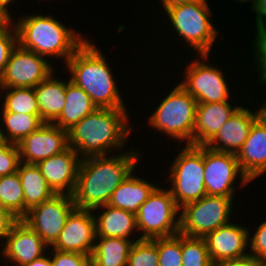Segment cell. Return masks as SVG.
<instances>
[{
    "label": "cell",
    "instance_id": "obj_25",
    "mask_svg": "<svg viewBox=\"0 0 266 266\" xmlns=\"http://www.w3.org/2000/svg\"><path fill=\"white\" fill-rule=\"evenodd\" d=\"M96 108L90 96L69 79L66 85L64 108L53 124L68 131Z\"/></svg>",
    "mask_w": 266,
    "mask_h": 266
},
{
    "label": "cell",
    "instance_id": "obj_22",
    "mask_svg": "<svg viewBox=\"0 0 266 266\" xmlns=\"http://www.w3.org/2000/svg\"><path fill=\"white\" fill-rule=\"evenodd\" d=\"M103 208V212L97 214V217L95 215L96 237H118L133 242L140 240V237L136 238L137 240L130 238V236L133 237L132 233L137 230L135 214L108 204L97 207L92 211L95 212L97 209Z\"/></svg>",
    "mask_w": 266,
    "mask_h": 266
},
{
    "label": "cell",
    "instance_id": "obj_4",
    "mask_svg": "<svg viewBox=\"0 0 266 266\" xmlns=\"http://www.w3.org/2000/svg\"><path fill=\"white\" fill-rule=\"evenodd\" d=\"M14 26L21 48L46 58H64L65 63L88 40L52 15L23 14Z\"/></svg>",
    "mask_w": 266,
    "mask_h": 266
},
{
    "label": "cell",
    "instance_id": "obj_42",
    "mask_svg": "<svg viewBox=\"0 0 266 266\" xmlns=\"http://www.w3.org/2000/svg\"><path fill=\"white\" fill-rule=\"evenodd\" d=\"M255 121L266 128V102H264L262 108L254 111Z\"/></svg>",
    "mask_w": 266,
    "mask_h": 266
},
{
    "label": "cell",
    "instance_id": "obj_11",
    "mask_svg": "<svg viewBox=\"0 0 266 266\" xmlns=\"http://www.w3.org/2000/svg\"><path fill=\"white\" fill-rule=\"evenodd\" d=\"M75 208L72 195L54 194L49 200L29 209L21 221L40 235L49 250Z\"/></svg>",
    "mask_w": 266,
    "mask_h": 266
},
{
    "label": "cell",
    "instance_id": "obj_45",
    "mask_svg": "<svg viewBox=\"0 0 266 266\" xmlns=\"http://www.w3.org/2000/svg\"><path fill=\"white\" fill-rule=\"evenodd\" d=\"M13 17H11L10 15H8L1 7H0V25L9 23L12 20Z\"/></svg>",
    "mask_w": 266,
    "mask_h": 266
},
{
    "label": "cell",
    "instance_id": "obj_23",
    "mask_svg": "<svg viewBox=\"0 0 266 266\" xmlns=\"http://www.w3.org/2000/svg\"><path fill=\"white\" fill-rule=\"evenodd\" d=\"M134 170L113 191L108 205L137 214L139 207L157 187L148 180L133 175Z\"/></svg>",
    "mask_w": 266,
    "mask_h": 266
},
{
    "label": "cell",
    "instance_id": "obj_49",
    "mask_svg": "<svg viewBox=\"0 0 266 266\" xmlns=\"http://www.w3.org/2000/svg\"><path fill=\"white\" fill-rule=\"evenodd\" d=\"M234 1H238V2H240V3H244V2H249V1H252L253 2V0H234Z\"/></svg>",
    "mask_w": 266,
    "mask_h": 266
},
{
    "label": "cell",
    "instance_id": "obj_31",
    "mask_svg": "<svg viewBox=\"0 0 266 266\" xmlns=\"http://www.w3.org/2000/svg\"><path fill=\"white\" fill-rule=\"evenodd\" d=\"M182 266H213L205 238L182 234Z\"/></svg>",
    "mask_w": 266,
    "mask_h": 266
},
{
    "label": "cell",
    "instance_id": "obj_24",
    "mask_svg": "<svg viewBox=\"0 0 266 266\" xmlns=\"http://www.w3.org/2000/svg\"><path fill=\"white\" fill-rule=\"evenodd\" d=\"M52 72L45 80L34 87L41 120L53 123L61 114L66 100L67 82L55 79Z\"/></svg>",
    "mask_w": 266,
    "mask_h": 266
},
{
    "label": "cell",
    "instance_id": "obj_28",
    "mask_svg": "<svg viewBox=\"0 0 266 266\" xmlns=\"http://www.w3.org/2000/svg\"><path fill=\"white\" fill-rule=\"evenodd\" d=\"M2 127L7 131L4 132L7 142L18 144L27 135L36 131L44 122L40 115H30L14 112H1Z\"/></svg>",
    "mask_w": 266,
    "mask_h": 266
},
{
    "label": "cell",
    "instance_id": "obj_15",
    "mask_svg": "<svg viewBox=\"0 0 266 266\" xmlns=\"http://www.w3.org/2000/svg\"><path fill=\"white\" fill-rule=\"evenodd\" d=\"M92 212L75 208L51 249L91 256L96 241L95 214Z\"/></svg>",
    "mask_w": 266,
    "mask_h": 266
},
{
    "label": "cell",
    "instance_id": "obj_17",
    "mask_svg": "<svg viewBox=\"0 0 266 266\" xmlns=\"http://www.w3.org/2000/svg\"><path fill=\"white\" fill-rule=\"evenodd\" d=\"M250 231L240 224L231 222L212 231L205 237L211 262L238 259L249 255Z\"/></svg>",
    "mask_w": 266,
    "mask_h": 266
},
{
    "label": "cell",
    "instance_id": "obj_19",
    "mask_svg": "<svg viewBox=\"0 0 266 266\" xmlns=\"http://www.w3.org/2000/svg\"><path fill=\"white\" fill-rule=\"evenodd\" d=\"M250 110L241 106L206 146L215 151L237 155L255 122L254 112Z\"/></svg>",
    "mask_w": 266,
    "mask_h": 266
},
{
    "label": "cell",
    "instance_id": "obj_48",
    "mask_svg": "<svg viewBox=\"0 0 266 266\" xmlns=\"http://www.w3.org/2000/svg\"><path fill=\"white\" fill-rule=\"evenodd\" d=\"M259 266H266V257L258 259Z\"/></svg>",
    "mask_w": 266,
    "mask_h": 266
},
{
    "label": "cell",
    "instance_id": "obj_20",
    "mask_svg": "<svg viewBox=\"0 0 266 266\" xmlns=\"http://www.w3.org/2000/svg\"><path fill=\"white\" fill-rule=\"evenodd\" d=\"M233 106L229 101L197 104L193 145L206 146L224 123L241 107Z\"/></svg>",
    "mask_w": 266,
    "mask_h": 266
},
{
    "label": "cell",
    "instance_id": "obj_14",
    "mask_svg": "<svg viewBox=\"0 0 266 266\" xmlns=\"http://www.w3.org/2000/svg\"><path fill=\"white\" fill-rule=\"evenodd\" d=\"M20 161L26 164H37L66 150L68 131L53 123H43L18 144Z\"/></svg>",
    "mask_w": 266,
    "mask_h": 266
},
{
    "label": "cell",
    "instance_id": "obj_46",
    "mask_svg": "<svg viewBox=\"0 0 266 266\" xmlns=\"http://www.w3.org/2000/svg\"><path fill=\"white\" fill-rule=\"evenodd\" d=\"M12 1L14 0H0V7L8 14L11 16L10 12L8 11V5H10V3H12Z\"/></svg>",
    "mask_w": 266,
    "mask_h": 266
},
{
    "label": "cell",
    "instance_id": "obj_2",
    "mask_svg": "<svg viewBox=\"0 0 266 266\" xmlns=\"http://www.w3.org/2000/svg\"><path fill=\"white\" fill-rule=\"evenodd\" d=\"M128 115L127 109L96 108L68 130V146L81 159L119 152L132 130Z\"/></svg>",
    "mask_w": 266,
    "mask_h": 266
},
{
    "label": "cell",
    "instance_id": "obj_34",
    "mask_svg": "<svg viewBox=\"0 0 266 266\" xmlns=\"http://www.w3.org/2000/svg\"><path fill=\"white\" fill-rule=\"evenodd\" d=\"M17 45L18 36L13 21L0 25V78L3 75L12 51Z\"/></svg>",
    "mask_w": 266,
    "mask_h": 266
},
{
    "label": "cell",
    "instance_id": "obj_27",
    "mask_svg": "<svg viewBox=\"0 0 266 266\" xmlns=\"http://www.w3.org/2000/svg\"><path fill=\"white\" fill-rule=\"evenodd\" d=\"M95 240L91 266H127L132 240L118 237H96Z\"/></svg>",
    "mask_w": 266,
    "mask_h": 266
},
{
    "label": "cell",
    "instance_id": "obj_8",
    "mask_svg": "<svg viewBox=\"0 0 266 266\" xmlns=\"http://www.w3.org/2000/svg\"><path fill=\"white\" fill-rule=\"evenodd\" d=\"M161 188L157 186L153 190L136 214L137 232L143 233L140 240L170 237L179 233L180 208L169 189Z\"/></svg>",
    "mask_w": 266,
    "mask_h": 266
},
{
    "label": "cell",
    "instance_id": "obj_9",
    "mask_svg": "<svg viewBox=\"0 0 266 266\" xmlns=\"http://www.w3.org/2000/svg\"><path fill=\"white\" fill-rule=\"evenodd\" d=\"M233 198L205 195L180 208L179 232L190 237L205 238L209 233L229 223Z\"/></svg>",
    "mask_w": 266,
    "mask_h": 266
},
{
    "label": "cell",
    "instance_id": "obj_30",
    "mask_svg": "<svg viewBox=\"0 0 266 266\" xmlns=\"http://www.w3.org/2000/svg\"><path fill=\"white\" fill-rule=\"evenodd\" d=\"M4 94L1 112L40 115L34 88H0ZM3 90V91H2Z\"/></svg>",
    "mask_w": 266,
    "mask_h": 266
},
{
    "label": "cell",
    "instance_id": "obj_29",
    "mask_svg": "<svg viewBox=\"0 0 266 266\" xmlns=\"http://www.w3.org/2000/svg\"><path fill=\"white\" fill-rule=\"evenodd\" d=\"M0 203L19 220L24 217V192L18 172L0 177Z\"/></svg>",
    "mask_w": 266,
    "mask_h": 266
},
{
    "label": "cell",
    "instance_id": "obj_44",
    "mask_svg": "<svg viewBox=\"0 0 266 266\" xmlns=\"http://www.w3.org/2000/svg\"><path fill=\"white\" fill-rule=\"evenodd\" d=\"M24 266H52L51 256L43 255L41 258L33 260L31 263H28Z\"/></svg>",
    "mask_w": 266,
    "mask_h": 266
},
{
    "label": "cell",
    "instance_id": "obj_13",
    "mask_svg": "<svg viewBox=\"0 0 266 266\" xmlns=\"http://www.w3.org/2000/svg\"><path fill=\"white\" fill-rule=\"evenodd\" d=\"M46 57L21 48L12 51L0 78V88H34L52 72Z\"/></svg>",
    "mask_w": 266,
    "mask_h": 266
},
{
    "label": "cell",
    "instance_id": "obj_37",
    "mask_svg": "<svg viewBox=\"0 0 266 266\" xmlns=\"http://www.w3.org/2000/svg\"><path fill=\"white\" fill-rule=\"evenodd\" d=\"M252 50L255 55L254 65L256 64L257 71L259 72V81L262 82L266 78V29L263 30L258 36L255 37Z\"/></svg>",
    "mask_w": 266,
    "mask_h": 266
},
{
    "label": "cell",
    "instance_id": "obj_6",
    "mask_svg": "<svg viewBox=\"0 0 266 266\" xmlns=\"http://www.w3.org/2000/svg\"><path fill=\"white\" fill-rule=\"evenodd\" d=\"M207 0L181 4L166 8L172 28L198 55H210L217 40L218 30L210 21V7ZM199 53V54H198Z\"/></svg>",
    "mask_w": 266,
    "mask_h": 266
},
{
    "label": "cell",
    "instance_id": "obj_33",
    "mask_svg": "<svg viewBox=\"0 0 266 266\" xmlns=\"http://www.w3.org/2000/svg\"><path fill=\"white\" fill-rule=\"evenodd\" d=\"M127 266H159L157 238L134 242L129 252Z\"/></svg>",
    "mask_w": 266,
    "mask_h": 266
},
{
    "label": "cell",
    "instance_id": "obj_41",
    "mask_svg": "<svg viewBox=\"0 0 266 266\" xmlns=\"http://www.w3.org/2000/svg\"><path fill=\"white\" fill-rule=\"evenodd\" d=\"M213 266H259V264L258 259L249 254L242 258L214 263Z\"/></svg>",
    "mask_w": 266,
    "mask_h": 266
},
{
    "label": "cell",
    "instance_id": "obj_12",
    "mask_svg": "<svg viewBox=\"0 0 266 266\" xmlns=\"http://www.w3.org/2000/svg\"><path fill=\"white\" fill-rule=\"evenodd\" d=\"M209 56L199 55L203 62L197 58L187 64L185 80L179 83L198 104L229 101L231 96L222 69L205 64Z\"/></svg>",
    "mask_w": 266,
    "mask_h": 266
},
{
    "label": "cell",
    "instance_id": "obj_26",
    "mask_svg": "<svg viewBox=\"0 0 266 266\" xmlns=\"http://www.w3.org/2000/svg\"><path fill=\"white\" fill-rule=\"evenodd\" d=\"M17 172L24 192L25 216L29 209L49 200L54 195V192L49 188L37 165L21 162Z\"/></svg>",
    "mask_w": 266,
    "mask_h": 266
},
{
    "label": "cell",
    "instance_id": "obj_7",
    "mask_svg": "<svg viewBox=\"0 0 266 266\" xmlns=\"http://www.w3.org/2000/svg\"><path fill=\"white\" fill-rule=\"evenodd\" d=\"M170 166L168 188L179 208L206 195L203 146L186 145Z\"/></svg>",
    "mask_w": 266,
    "mask_h": 266
},
{
    "label": "cell",
    "instance_id": "obj_32",
    "mask_svg": "<svg viewBox=\"0 0 266 266\" xmlns=\"http://www.w3.org/2000/svg\"><path fill=\"white\" fill-rule=\"evenodd\" d=\"M159 266H182V234L157 238Z\"/></svg>",
    "mask_w": 266,
    "mask_h": 266
},
{
    "label": "cell",
    "instance_id": "obj_21",
    "mask_svg": "<svg viewBox=\"0 0 266 266\" xmlns=\"http://www.w3.org/2000/svg\"><path fill=\"white\" fill-rule=\"evenodd\" d=\"M239 166L249 181L266 172V128L253 123L248 138L237 153Z\"/></svg>",
    "mask_w": 266,
    "mask_h": 266
},
{
    "label": "cell",
    "instance_id": "obj_1",
    "mask_svg": "<svg viewBox=\"0 0 266 266\" xmlns=\"http://www.w3.org/2000/svg\"><path fill=\"white\" fill-rule=\"evenodd\" d=\"M139 150L120 152L112 156H92L81 159L75 190L76 208L93 210L108 204L113 191L135 170Z\"/></svg>",
    "mask_w": 266,
    "mask_h": 266
},
{
    "label": "cell",
    "instance_id": "obj_36",
    "mask_svg": "<svg viewBox=\"0 0 266 266\" xmlns=\"http://www.w3.org/2000/svg\"><path fill=\"white\" fill-rule=\"evenodd\" d=\"M52 266H91V256L52 249Z\"/></svg>",
    "mask_w": 266,
    "mask_h": 266
},
{
    "label": "cell",
    "instance_id": "obj_35",
    "mask_svg": "<svg viewBox=\"0 0 266 266\" xmlns=\"http://www.w3.org/2000/svg\"><path fill=\"white\" fill-rule=\"evenodd\" d=\"M20 163L17 144L6 142L0 145V177L17 172Z\"/></svg>",
    "mask_w": 266,
    "mask_h": 266
},
{
    "label": "cell",
    "instance_id": "obj_10",
    "mask_svg": "<svg viewBox=\"0 0 266 266\" xmlns=\"http://www.w3.org/2000/svg\"><path fill=\"white\" fill-rule=\"evenodd\" d=\"M204 185L206 195L233 197L235 180L240 177V187L250 181L242 172L237 155L219 152L203 146Z\"/></svg>",
    "mask_w": 266,
    "mask_h": 266
},
{
    "label": "cell",
    "instance_id": "obj_43",
    "mask_svg": "<svg viewBox=\"0 0 266 266\" xmlns=\"http://www.w3.org/2000/svg\"><path fill=\"white\" fill-rule=\"evenodd\" d=\"M196 1H201V0H161V4L163 5V8L165 10L166 8H170L172 6L193 3Z\"/></svg>",
    "mask_w": 266,
    "mask_h": 266
},
{
    "label": "cell",
    "instance_id": "obj_3",
    "mask_svg": "<svg viewBox=\"0 0 266 266\" xmlns=\"http://www.w3.org/2000/svg\"><path fill=\"white\" fill-rule=\"evenodd\" d=\"M105 57L87 40L65 63L70 81L82 88L97 108L126 109Z\"/></svg>",
    "mask_w": 266,
    "mask_h": 266
},
{
    "label": "cell",
    "instance_id": "obj_40",
    "mask_svg": "<svg viewBox=\"0 0 266 266\" xmlns=\"http://www.w3.org/2000/svg\"><path fill=\"white\" fill-rule=\"evenodd\" d=\"M19 221L9 210L0 209V238L6 239L12 227Z\"/></svg>",
    "mask_w": 266,
    "mask_h": 266
},
{
    "label": "cell",
    "instance_id": "obj_39",
    "mask_svg": "<svg viewBox=\"0 0 266 266\" xmlns=\"http://www.w3.org/2000/svg\"><path fill=\"white\" fill-rule=\"evenodd\" d=\"M251 9L256 12V30L255 36H258L263 30L266 29V0H253Z\"/></svg>",
    "mask_w": 266,
    "mask_h": 266
},
{
    "label": "cell",
    "instance_id": "obj_18",
    "mask_svg": "<svg viewBox=\"0 0 266 266\" xmlns=\"http://www.w3.org/2000/svg\"><path fill=\"white\" fill-rule=\"evenodd\" d=\"M2 255L16 266H24L45 255L49 247L40 235L19 220L3 242Z\"/></svg>",
    "mask_w": 266,
    "mask_h": 266
},
{
    "label": "cell",
    "instance_id": "obj_16",
    "mask_svg": "<svg viewBox=\"0 0 266 266\" xmlns=\"http://www.w3.org/2000/svg\"><path fill=\"white\" fill-rule=\"evenodd\" d=\"M80 162L79 154L68 147L62 153L46 158L36 165L54 194L72 195Z\"/></svg>",
    "mask_w": 266,
    "mask_h": 266
},
{
    "label": "cell",
    "instance_id": "obj_50",
    "mask_svg": "<svg viewBox=\"0 0 266 266\" xmlns=\"http://www.w3.org/2000/svg\"><path fill=\"white\" fill-rule=\"evenodd\" d=\"M261 83L266 84V78Z\"/></svg>",
    "mask_w": 266,
    "mask_h": 266
},
{
    "label": "cell",
    "instance_id": "obj_47",
    "mask_svg": "<svg viewBox=\"0 0 266 266\" xmlns=\"http://www.w3.org/2000/svg\"><path fill=\"white\" fill-rule=\"evenodd\" d=\"M2 126V125H0ZM7 142L5 135H4V131L2 129V127H0V145L5 144Z\"/></svg>",
    "mask_w": 266,
    "mask_h": 266
},
{
    "label": "cell",
    "instance_id": "obj_38",
    "mask_svg": "<svg viewBox=\"0 0 266 266\" xmlns=\"http://www.w3.org/2000/svg\"><path fill=\"white\" fill-rule=\"evenodd\" d=\"M249 241L250 255L257 259L266 257V221L260 223L253 236L249 237Z\"/></svg>",
    "mask_w": 266,
    "mask_h": 266
},
{
    "label": "cell",
    "instance_id": "obj_5",
    "mask_svg": "<svg viewBox=\"0 0 266 266\" xmlns=\"http://www.w3.org/2000/svg\"><path fill=\"white\" fill-rule=\"evenodd\" d=\"M197 104L196 99L177 83L149 116L148 126L175 141L186 140V145H193Z\"/></svg>",
    "mask_w": 266,
    "mask_h": 266
}]
</instances>
